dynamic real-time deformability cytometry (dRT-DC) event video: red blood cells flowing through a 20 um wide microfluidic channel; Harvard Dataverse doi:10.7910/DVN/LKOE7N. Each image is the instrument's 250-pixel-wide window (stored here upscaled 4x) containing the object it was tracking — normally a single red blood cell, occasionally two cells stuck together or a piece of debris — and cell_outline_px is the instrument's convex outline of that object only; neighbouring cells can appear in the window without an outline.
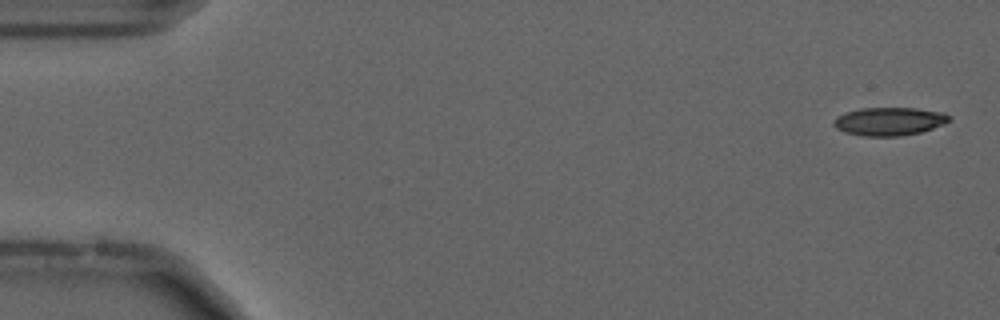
{"species": "common noctule bat (a hibernating species)", "species_latin": "Nyctalus noctula", "temperature_condition": "cold", "stored_images_in_passage": 55, "camera_frame_rate_fps": 3000, "um_per_image_px": 0.085, "animal": {"sex": "male", "forearm_length_mm": 52.5}, "frame": {"image": 1, "passage_image": 2, "time_ms": 0.333, "image_size_px": [1000, 320], "cell_outline_px": [[952, 120], [944, 124], [920, 132], [900, 136], [860, 136], [844, 132], [836, 128], [832, 124], [836, 116], [844, 112], [860, 108], [916, 108], [944, 112], [952, 116]], "centroid_in_image_um": [75.58, 10.31], "position_along_channel_um": 9.4, "area_um2": 19.25}}
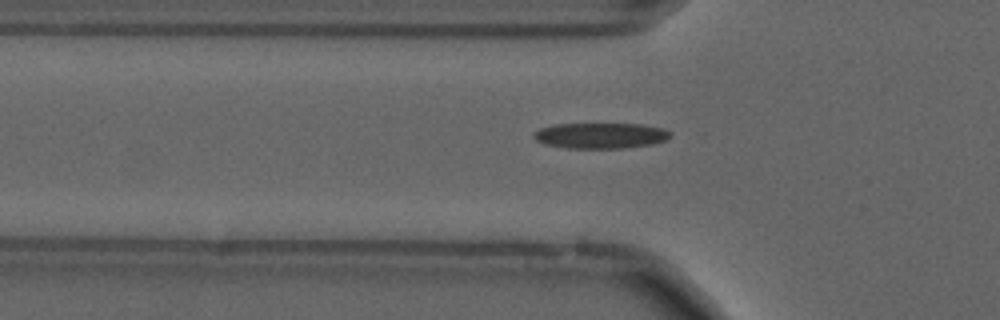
{"frame": {"image": 2, "passage_image": 18, "time_ms": 5.667, "image_size_px": [1000, 320], "cell_outline_px": [[672, 136], [668, 140], [652, 144], [624, 148], [568, 148], [544, 144], [536, 140], [532, 136], [532, 132], [540, 128], [552, 124], [640, 124], [664, 128], [672, 132]], "centroid_in_image_um": [51.06, 11.52], "position_along_channel_um": 74.7, "area_um2": 20.69}}
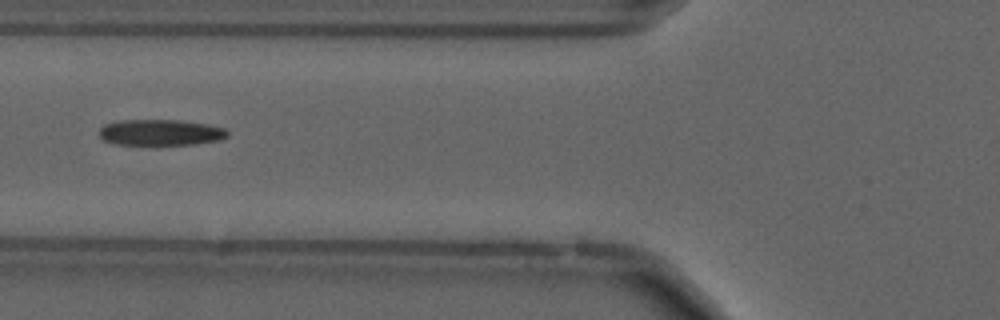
{"frame": {"image": 3, "passage_image": 21, "time_ms": 6.667, "image_size_px": [1000, 320], "cell_outline_px": [[228, 136], [220, 140], [196, 144], [112, 144], [100, 140], [100, 128], [104, 124], [120, 120], [180, 120], [208, 124], [224, 128], [228, 132]], "centroid_in_image_um": [13.62, 11.25], "position_along_channel_um": 112.2, "area_um2": 19.54}, "authors_computed_cell_mechanics": {"area_um2": 19.363, "velocity_mm_per_s": 3.7034, "shape_relaxation_time_tau1_ms": null, "shape_relaxation_time_tau2_ms": 5.8558, "deformation_change_tau1": null, "deformation_change_tau2": 0.1643}}